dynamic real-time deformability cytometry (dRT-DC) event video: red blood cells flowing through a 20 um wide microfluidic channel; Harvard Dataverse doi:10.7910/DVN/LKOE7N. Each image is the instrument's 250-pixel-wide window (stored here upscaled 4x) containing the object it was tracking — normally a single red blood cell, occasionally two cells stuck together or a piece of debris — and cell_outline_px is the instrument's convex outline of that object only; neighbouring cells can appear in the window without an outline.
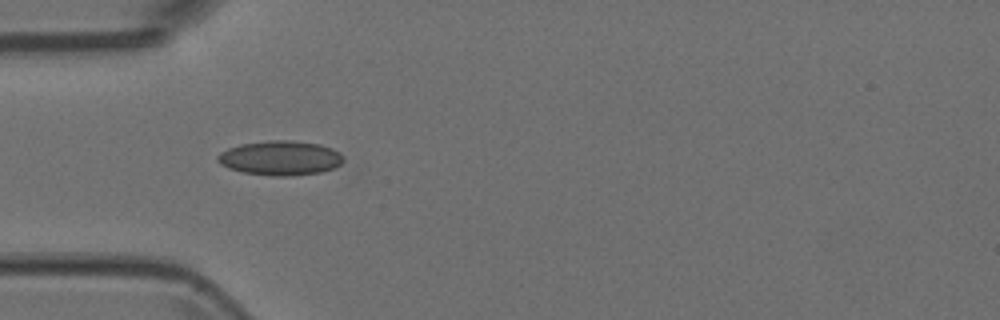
{"species": "Egyptian fruit bat (a non-hibernating species)", "species_latin": "Rousettus aegyptiacus", "temperature_condition": "room temperature", "stored_images_in_passage": 8, "camera_frame_rate_fps": 3000, "um_per_image_px": 0.085, "animal": {"sex": "female"}, "frame": {"image": 1, "passage_image": 3, "time_ms": 0.667, "image_size_px": [1000, 320], "cell_outline_px": [[344, 160], [336, 168], [320, 172], [288, 176], [272, 176], [244, 172], [228, 168], [220, 164], [216, 160], [216, 156], [220, 152], [228, 148], [240, 144], [272, 140], [292, 140], [320, 144], [332, 148], [340, 152], [344, 156]], "centroid_in_image_um": [23.84, 13.43], "position_along_channel_um": 61.2, "area_um2": 25.49}}
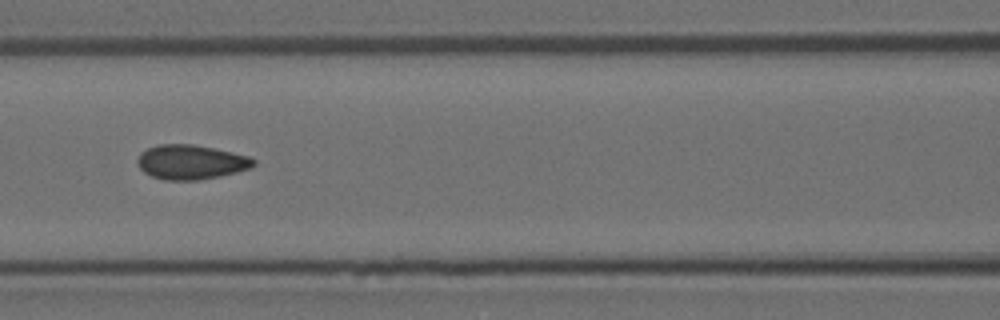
{"frame": {"image": 2, "passage_image": 5, "time_ms": 1.333, "image_size_px": [1000, 320], "cell_outline_px": [[256, 164], [252, 168], [220, 176], [196, 180], [164, 180], [152, 176], [144, 172], [136, 164], [136, 160], [140, 152], [148, 148], [160, 144], [192, 144], [232, 152], [248, 156], [256, 160]], "centroid_in_image_um": [16.22, 13.78], "position_along_channel_um": 150.4, "area_um2": 23.41}}
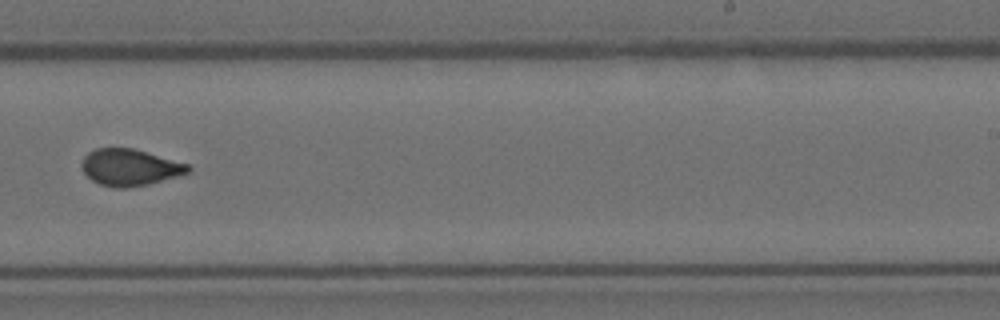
{"frame": {"image": 3, "passage_image": 8, "time_ms": 2.333, "image_size_px": [1000, 320], "cell_outline_px": [[192, 168], [188, 172], [176, 176], [148, 184], [128, 188], [116, 188], [100, 184], [92, 180], [84, 172], [80, 164], [84, 156], [88, 152], [96, 148], [132, 148], [188, 164]], "centroid_in_image_um": [11.0, 14.22], "position_along_channel_um": 278.0, "area_um2": 22.48}}